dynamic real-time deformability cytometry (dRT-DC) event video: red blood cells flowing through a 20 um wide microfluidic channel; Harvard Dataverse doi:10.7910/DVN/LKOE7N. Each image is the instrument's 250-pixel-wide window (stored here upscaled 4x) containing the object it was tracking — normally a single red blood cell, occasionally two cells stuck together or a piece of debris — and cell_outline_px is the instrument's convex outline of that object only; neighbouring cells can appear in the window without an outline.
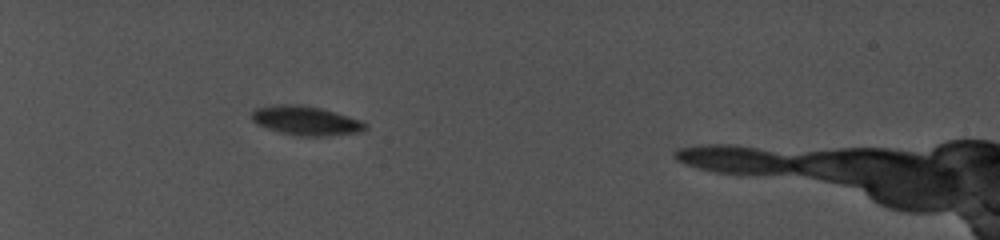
{"species": "common noctule bat (a hibernating species)", "species_latin": "Nyctalus noctula", "temperature_condition": "cold", "stored_images_in_passage": 30, "camera_frame_rate_fps": 5000, "um_per_image_px": 0.085, "animal": {"sex": "female", "body_mass_g": 19.0, "forearm_length_mm": 56.7}, "frame": {"image": 1, "passage_image": 1, "time_ms": 0.0, "image_size_px": [1000, 240], "cell_outline_px": [[364, 128], [352, 132], [324, 136], [300, 136], [280, 132], [268, 128], [252, 120], [252, 112], [260, 108], [316, 108], [344, 116], [356, 120], [364, 124]], "centroid_in_image_um": [25.97, 10.34], "position_along_channel_um": 59.0, "area_um2": 16.94}}
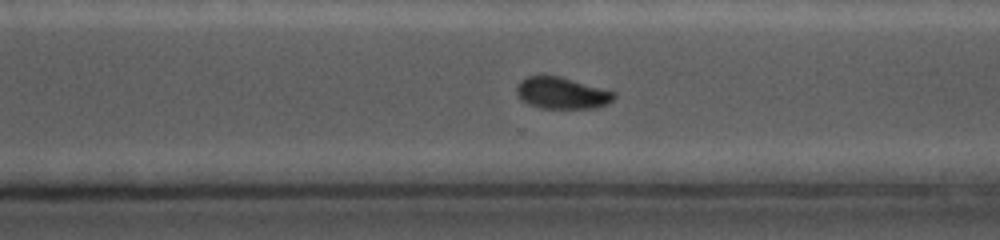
{"frame": {"image": 2, "passage_image": 23, "time_ms": 8.0, "image_size_px": [1000, 240], "cell_outline_px": [[616, 96], [608, 104], [596, 108], [540, 108], [528, 104], [516, 92], [516, 88], [520, 80], [528, 76], [560, 76], [616, 92]], "centroid_in_image_um": [47.78, 7.91], "position_along_channel_um": 322.8, "area_um2": 17.86}}
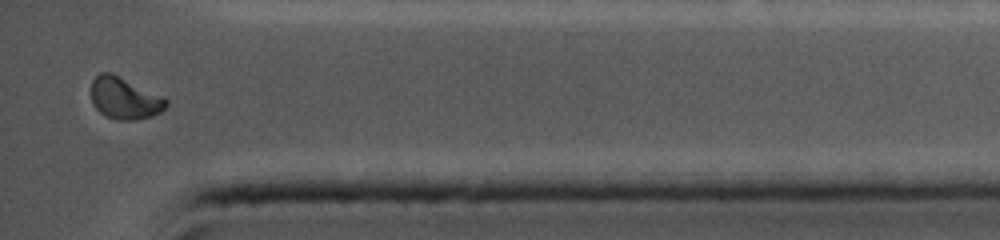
{"frame": {"image": 3, "passage_image": 30, "time_ms": 10.6, "image_size_px": [1000, 240], "cell_outline_px": [[168, 104], [160, 112], [152, 116], [136, 120], [116, 120], [104, 116], [92, 104], [92, 80], [100, 72], [112, 72], [164, 96], [168, 100]], "centroid_in_image_um": [10.6, 8.35], "position_along_channel_um": 424.6, "area_um2": 18.55}, "authors_computed_cell_mechanics": {"area_um2": 18.5538, "velocity_mm_per_s": 3.8952, "shape_relaxation_time_tau1_ms": 1.525, "shape_relaxation_time_tau2_ms": null, "deformation_change_tau1": 0.0713, "deformation_change_tau2": null}}